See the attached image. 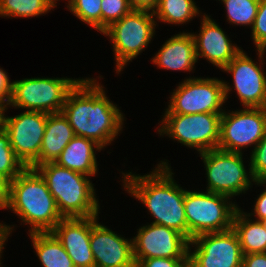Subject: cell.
<instances>
[{
    "label": "cell",
    "mask_w": 266,
    "mask_h": 267,
    "mask_svg": "<svg viewBox=\"0 0 266 267\" xmlns=\"http://www.w3.org/2000/svg\"><path fill=\"white\" fill-rule=\"evenodd\" d=\"M102 78L82 77L68 93L61 112L75 136L92 139L105 150L123 131L125 116L106 95L99 83Z\"/></svg>",
    "instance_id": "6da1fadb"
},
{
    "label": "cell",
    "mask_w": 266,
    "mask_h": 267,
    "mask_svg": "<svg viewBox=\"0 0 266 267\" xmlns=\"http://www.w3.org/2000/svg\"><path fill=\"white\" fill-rule=\"evenodd\" d=\"M163 159L148 174H136L131 171L121 172L122 188L147 208L154 219L152 224H159L174 229L187 238V220L185 216V188L177 184L169 165Z\"/></svg>",
    "instance_id": "7a4b0ae2"
},
{
    "label": "cell",
    "mask_w": 266,
    "mask_h": 267,
    "mask_svg": "<svg viewBox=\"0 0 266 267\" xmlns=\"http://www.w3.org/2000/svg\"><path fill=\"white\" fill-rule=\"evenodd\" d=\"M6 210L16 214L23 226L29 225V233L51 232L63 218L45 180L30 167L9 182Z\"/></svg>",
    "instance_id": "3957f363"
},
{
    "label": "cell",
    "mask_w": 266,
    "mask_h": 267,
    "mask_svg": "<svg viewBox=\"0 0 266 267\" xmlns=\"http://www.w3.org/2000/svg\"><path fill=\"white\" fill-rule=\"evenodd\" d=\"M45 180L63 218L99 216L100 203L90 176L47 162L35 168Z\"/></svg>",
    "instance_id": "277c9868"
},
{
    "label": "cell",
    "mask_w": 266,
    "mask_h": 267,
    "mask_svg": "<svg viewBox=\"0 0 266 267\" xmlns=\"http://www.w3.org/2000/svg\"><path fill=\"white\" fill-rule=\"evenodd\" d=\"M234 199L210 191H185L184 207L187 239L232 228L236 211L241 207ZM233 201V202H232Z\"/></svg>",
    "instance_id": "5b68a950"
},
{
    "label": "cell",
    "mask_w": 266,
    "mask_h": 267,
    "mask_svg": "<svg viewBox=\"0 0 266 267\" xmlns=\"http://www.w3.org/2000/svg\"><path fill=\"white\" fill-rule=\"evenodd\" d=\"M157 26L153 12L132 10L101 33L112 42L116 74L120 75L128 63L146 50L156 35Z\"/></svg>",
    "instance_id": "8992f818"
},
{
    "label": "cell",
    "mask_w": 266,
    "mask_h": 267,
    "mask_svg": "<svg viewBox=\"0 0 266 267\" xmlns=\"http://www.w3.org/2000/svg\"><path fill=\"white\" fill-rule=\"evenodd\" d=\"M164 110L156 127L158 136L165 135L197 153L218 149L222 113L173 114Z\"/></svg>",
    "instance_id": "52a82bcc"
},
{
    "label": "cell",
    "mask_w": 266,
    "mask_h": 267,
    "mask_svg": "<svg viewBox=\"0 0 266 267\" xmlns=\"http://www.w3.org/2000/svg\"><path fill=\"white\" fill-rule=\"evenodd\" d=\"M82 78L32 77L12 81L7 108L60 113L68 93Z\"/></svg>",
    "instance_id": "ba28073f"
},
{
    "label": "cell",
    "mask_w": 266,
    "mask_h": 267,
    "mask_svg": "<svg viewBox=\"0 0 266 267\" xmlns=\"http://www.w3.org/2000/svg\"><path fill=\"white\" fill-rule=\"evenodd\" d=\"M198 154L206 170V191L234 198L253 188L255 180L251 173L250 162L247 169L243 153L213 149Z\"/></svg>",
    "instance_id": "9c48e42d"
},
{
    "label": "cell",
    "mask_w": 266,
    "mask_h": 267,
    "mask_svg": "<svg viewBox=\"0 0 266 267\" xmlns=\"http://www.w3.org/2000/svg\"><path fill=\"white\" fill-rule=\"evenodd\" d=\"M255 51L259 62H255L242 49L222 69V72L231 75L233 82L230 85L229 82L223 80L226 101L231 92L235 90L243 108H266V72L264 70L266 63L260 53L256 49Z\"/></svg>",
    "instance_id": "30bf717a"
},
{
    "label": "cell",
    "mask_w": 266,
    "mask_h": 267,
    "mask_svg": "<svg viewBox=\"0 0 266 267\" xmlns=\"http://www.w3.org/2000/svg\"><path fill=\"white\" fill-rule=\"evenodd\" d=\"M168 98L167 109L173 114L223 113L225 110L223 80L216 77H185Z\"/></svg>",
    "instance_id": "8fae6325"
},
{
    "label": "cell",
    "mask_w": 266,
    "mask_h": 267,
    "mask_svg": "<svg viewBox=\"0 0 266 267\" xmlns=\"http://www.w3.org/2000/svg\"><path fill=\"white\" fill-rule=\"evenodd\" d=\"M266 133V108L224 110L221 115L218 149L244 153L253 149Z\"/></svg>",
    "instance_id": "7c38bea8"
},
{
    "label": "cell",
    "mask_w": 266,
    "mask_h": 267,
    "mask_svg": "<svg viewBox=\"0 0 266 267\" xmlns=\"http://www.w3.org/2000/svg\"><path fill=\"white\" fill-rule=\"evenodd\" d=\"M242 259L241 245L233 228L201 234L189 241L188 260L195 267H242Z\"/></svg>",
    "instance_id": "4fadbf2b"
},
{
    "label": "cell",
    "mask_w": 266,
    "mask_h": 267,
    "mask_svg": "<svg viewBox=\"0 0 266 267\" xmlns=\"http://www.w3.org/2000/svg\"><path fill=\"white\" fill-rule=\"evenodd\" d=\"M4 118V132L8 135L15 156L25 167L38 158L47 123V113L25 110Z\"/></svg>",
    "instance_id": "5bb4252c"
},
{
    "label": "cell",
    "mask_w": 266,
    "mask_h": 267,
    "mask_svg": "<svg viewBox=\"0 0 266 267\" xmlns=\"http://www.w3.org/2000/svg\"><path fill=\"white\" fill-rule=\"evenodd\" d=\"M132 239L135 264L150 258H188L189 240L166 226L145 224L137 229Z\"/></svg>",
    "instance_id": "9a60e30c"
},
{
    "label": "cell",
    "mask_w": 266,
    "mask_h": 267,
    "mask_svg": "<svg viewBox=\"0 0 266 267\" xmlns=\"http://www.w3.org/2000/svg\"><path fill=\"white\" fill-rule=\"evenodd\" d=\"M99 216H91L90 248L95 267H135L133 239L99 223Z\"/></svg>",
    "instance_id": "2e32d148"
},
{
    "label": "cell",
    "mask_w": 266,
    "mask_h": 267,
    "mask_svg": "<svg viewBox=\"0 0 266 267\" xmlns=\"http://www.w3.org/2000/svg\"><path fill=\"white\" fill-rule=\"evenodd\" d=\"M200 18L199 33L190 32L195 42L197 59L203 58L222 70L243 48L233 44L227 32L210 15L204 13Z\"/></svg>",
    "instance_id": "e0dca14e"
},
{
    "label": "cell",
    "mask_w": 266,
    "mask_h": 267,
    "mask_svg": "<svg viewBox=\"0 0 266 267\" xmlns=\"http://www.w3.org/2000/svg\"><path fill=\"white\" fill-rule=\"evenodd\" d=\"M51 232L62 243L75 267H95L90 248L91 217L62 218Z\"/></svg>",
    "instance_id": "ac0fdd59"
},
{
    "label": "cell",
    "mask_w": 266,
    "mask_h": 267,
    "mask_svg": "<svg viewBox=\"0 0 266 267\" xmlns=\"http://www.w3.org/2000/svg\"><path fill=\"white\" fill-rule=\"evenodd\" d=\"M150 61L159 69L194 73L198 59L191 33L183 31L172 35Z\"/></svg>",
    "instance_id": "d6986e66"
},
{
    "label": "cell",
    "mask_w": 266,
    "mask_h": 267,
    "mask_svg": "<svg viewBox=\"0 0 266 267\" xmlns=\"http://www.w3.org/2000/svg\"><path fill=\"white\" fill-rule=\"evenodd\" d=\"M74 137L75 134L73 128L62 112L52 114L47 113V123L39 158L30 166V168L35 169L41 164L55 162L63 149Z\"/></svg>",
    "instance_id": "ffe728a7"
},
{
    "label": "cell",
    "mask_w": 266,
    "mask_h": 267,
    "mask_svg": "<svg viewBox=\"0 0 266 267\" xmlns=\"http://www.w3.org/2000/svg\"><path fill=\"white\" fill-rule=\"evenodd\" d=\"M104 150L89 138L75 136L63 149L55 163L86 176H96L99 172L96 151Z\"/></svg>",
    "instance_id": "44dd1931"
},
{
    "label": "cell",
    "mask_w": 266,
    "mask_h": 267,
    "mask_svg": "<svg viewBox=\"0 0 266 267\" xmlns=\"http://www.w3.org/2000/svg\"><path fill=\"white\" fill-rule=\"evenodd\" d=\"M239 208L233 218L232 228L236 232L243 255L266 253V230L260 221L251 219Z\"/></svg>",
    "instance_id": "7402d4cb"
},
{
    "label": "cell",
    "mask_w": 266,
    "mask_h": 267,
    "mask_svg": "<svg viewBox=\"0 0 266 267\" xmlns=\"http://www.w3.org/2000/svg\"><path fill=\"white\" fill-rule=\"evenodd\" d=\"M31 246L43 267H75L62 243L52 232L28 233Z\"/></svg>",
    "instance_id": "603a6c76"
},
{
    "label": "cell",
    "mask_w": 266,
    "mask_h": 267,
    "mask_svg": "<svg viewBox=\"0 0 266 267\" xmlns=\"http://www.w3.org/2000/svg\"><path fill=\"white\" fill-rule=\"evenodd\" d=\"M196 3L195 0H159L153 11L156 23L186 25L193 21V18L203 16Z\"/></svg>",
    "instance_id": "cb8c5ba5"
},
{
    "label": "cell",
    "mask_w": 266,
    "mask_h": 267,
    "mask_svg": "<svg viewBox=\"0 0 266 267\" xmlns=\"http://www.w3.org/2000/svg\"><path fill=\"white\" fill-rule=\"evenodd\" d=\"M57 7L54 0H0V17L32 18L44 16Z\"/></svg>",
    "instance_id": "d4e9b609"
},
{
    "label": "cell",
    "mask_w": 266,
    "mask_h": 267,
    "mask_svg": "<svg viewBox=\"0 0 266 267\" xmlns=\"http://www.w3.org/2000/svg\"><path fill=\"white\" fill-rule=\"evenodd\" d=\"M220 3L226 9V22L252 28L260 0H221Z\"/></svg>",
    "instance_id": "484cf974"
},
{
    "label": "cell",
    "mask_w": 266,
    "mask_h": 267,
    "mask_svg": "<svg viewBox=\"0 0 266 267\" xmlns=\"http://www.w3.org/2000/svg\"><path fill=\"white\" fill-rule=\"evenodd\" d=\"M66 4L73 16L101 34L102 0H67Z\"/></svg>",
    "instance_id": "4316f807"
},
{
    "label": "cell",
    "mask_w": 266,
    "mask_h": 267,
    "mask_svg": "<svg viewBox=\"0 0 266 267\" xmlns=\"http://www.w3.org/2000/svg\"><path fill=\"white\" fill-rule=\"evenodd\" d=\"M26 167L15 156L8 135L0 132V176L13 181Z\"/></svg>",
    "instance_id": "83f0119b"
},
{
    "label": "cell",
    "mask_w": 266,
    "mask_h": 267,
    "mask_svg": "<svg viewBox=\"0 0 266 267\" xmlns=\"http://www.w3.org/2000/svg\"><path fill=\"white\" fill-rule=\"evenodd\" d=\"M132 10L129 0H102L101 33Z\"/></svg>",
    "instance_id": "f1b7e54d"
},
{
    "label": "cell",
    "mask_w": 266,
    "mask_h": 267,
    "mask_svg": "<svg viewBox=\"0 0 266 267\" xmlns=\"http://www.w3.org/2000/svg\"><path fill=\"white\" fill-rule=\"evenodd\" d=\"M251 151L248 160L252 176L255 181H266V133Z\"/></svg>",
    "instance_id": "f546056e"
},
{
    "label": "cell",
    "mask_w": 266,
    "mask_h": 267,
    "mask_svg": "<svg viewBox=\"0 0 266 267\" xmlns=\"http://www.w3.org/2000/svg\"><path fill=\"white\" fill-rule=\"evenodd\" d=\"M251 31V39L257 49L266 41V0H260Z\"/></svg>",
    "instance_id": "4dcf8cb0"
},
{
    "label": "cell",
    "mask_w": 266,
    "mask_h": 267,
    "mask_svg": "<svg viewBox=\"0 0 266 267\" xmlns=\"http://www.w3.org/2000/svg\"><path fill=\"white\" fill-rule=\"evenodd\" d=\"M188 258H150L139 260L135 267H186Z\"/></svg>",
    "instance_id": "1f68e13d"
},
{
    "label": "cell",
    "mask_w": 266,
    "mask_h": 267,
    "mask_svg": "<svg viewBox=\"0 0 266 267\" xmlns=\"http://www.w3.org/2000/svg\"><path fill=\"white\" fill-rule=\"evenodd\" d=\"M255 186H264L265 189L258 194L251 212H245L251 219L261 221L266 218V181H255Z\"/></svg>",
    "instance_id": "d6a6232c"
},
{
    "label": "cell",
    "mask_w": 266,
    "mask_h": 267,
    "mask_svg": "<svg viewBox=\"0 0 266 267\" xmlns=\"http://www.w3.org/2000/svg\"><path fill=\"white\" fill-rule=\"evenodd\" d=\"M12 94V82L5 69L0 67V103L8 106Z\"/></svg>",
    "instance_id": "836d02e7"
},
{
    "label": "cell",
    "mask_w": 266,
    "mask_h": 267,
    "mask_svg": "<svg viewBox=\"0 0 266 267\" xmlns=\"http://www.w3.org/2000/svg\"><path fill=\"white\" fill-rule=\"evenodd\" d=\"M242 267H266V253L243 255Z\"/></svg>",
    "instance_id": "e575fe53"
},
{
    "label": "cell",
    "mask_w": 266,
    "mask_h": 267,
    "mask_svg": "<svg viewBox=\"0 0 266 267\" xmlns=\"http://www.w3.org/2000/svg\"><path fill=\"white\" fill-rule=\"evenodd\" d=\"M14 226L16 227V224L14 225H6L5 222H0V267L2 266V255L4 251V247L6 245V242L8 241V238L11 236L13 230H15Z\"/></svg>",
    "instance_id": "d590c367"
},
{
    "label": "cell",
    "mask_w": 266,
    "mask_h": 267,
    "mask_svg": "<svg viewBox=\"0 0 266 267\" xmlns=\"http://www.w3.org/2000/svg\"><path fill=\"white\" fill-rule=\"evenodd\" d=\"M133 10H146L153 12L159 0H129Z\"/></svg>",
    "instance_id": "8d00e7d4"
},
{
    "label": "cell",
    "mask_w": 266,
    "mask_h": 267,
    "mask_svg": "<svg viewBox=\"0 0 266 267\" xmlns=\"http://www.w3.org/2000/svg\"><path fill=\"white\" fill-rule=\"evenodd\" d=\"M9 182L0 176V209H6L8 203Z\"/></svg>",
    "instance_id": "74e56055"
},
{
    "label": "cell",
    "mask_w": 266,
    "mask_h": 267,
    "mask_svg": "<svg viewBox=\"0 0 266 267\" xmlns=\"http://www.w3.org/2000/svg\"><path fill=\"white\" fill-rule=\"evenodd\" d=\"M7 110V106L5 104L0 103V132H2L4 128V118L5 112H7Z\"/></svg>",
    "instance_id": "f35d334b"
},
{
    "label": "cell",
    "mask_w": 266,
    "mask_h": 267,
    "mask_svg": "<svg viewBox=\"0 0 266 267\" xmlns=\"http://www.w3.org/2000/svg\"><path fill=\"white\" fill-rule=\"evenodd\" d=\"M256 50L260 53L263 59H266V57L264 58V56H266V41L262 43Z\"/></svg>",
    "instance_id": "ab89813d"
},
{
    "label": "cell",
    "mask_w": 266,
    "mask_h": 267,
    "mask_svg": "<svg viewBox=\"0 0 266 267\" xmlns=\"http://www.w3.org/2000/svg\"><path fill=\"white\" fill-rule=\"evenodd\" d=\"M260 222L263 224V227H264V228H265V230H266V218H265V219H263V220H261Z\"/></svg>",
    "instance_id": "60d3db41"
},
{
    "label": "cell",
    "mask_w": 266,
    "mask_h": 267,
    "mask_svg": "<svg viewBox=\"0 0 266 267\" xmlns=\"http://www.w3.org/2000/svg\"><path fill=\"white\" fill-rule=\"evenodd\" d=\"M186 267H195V266L188 260V263L186 264Z\"/></svg>",
    "instance_id": "b9f144b4"
}]
</instances>
